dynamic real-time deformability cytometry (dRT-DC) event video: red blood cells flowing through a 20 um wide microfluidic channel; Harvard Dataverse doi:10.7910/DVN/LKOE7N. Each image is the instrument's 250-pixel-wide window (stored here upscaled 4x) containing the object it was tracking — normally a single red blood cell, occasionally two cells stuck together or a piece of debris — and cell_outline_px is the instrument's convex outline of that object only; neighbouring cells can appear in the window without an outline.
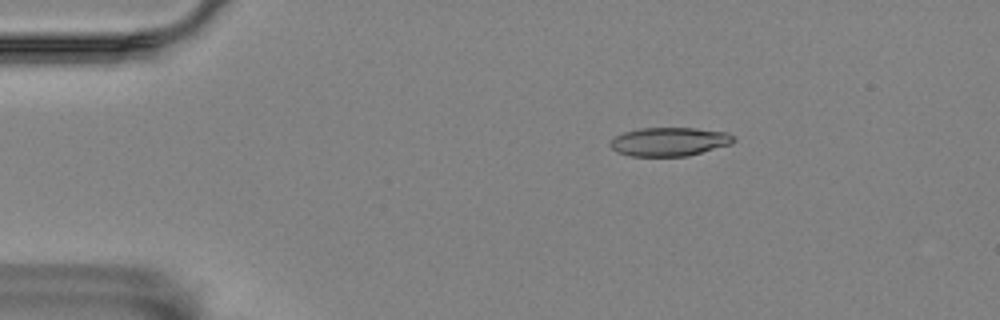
{"species": "Egyptian fruit bat (a non-hibernating species)", "species_latin": "Rousettus aegyptiacus", "temperature_condition": "room temperature", "stored_images_in_passage": 4, "camera_frame_rate_fps": 3000, "um_per_image_px": 0.085, "animal": {"sex": "female"}, "frame": {"image": 1, "passage_image": 2, "time_ms": 0.333, "image_size_px": [1000, 320], "cell_outline_px": [[736, 140], [732, 144], [688, 156], [632, 156], [616, 152], [608, 144], [616, 136], [624, 132], [640, 128], [696, 128], [728, 132]], "centroid_in_image_um": [56.91, 12.04], "position_along_channel_um": 28.1, "area_um2": 20.69}}